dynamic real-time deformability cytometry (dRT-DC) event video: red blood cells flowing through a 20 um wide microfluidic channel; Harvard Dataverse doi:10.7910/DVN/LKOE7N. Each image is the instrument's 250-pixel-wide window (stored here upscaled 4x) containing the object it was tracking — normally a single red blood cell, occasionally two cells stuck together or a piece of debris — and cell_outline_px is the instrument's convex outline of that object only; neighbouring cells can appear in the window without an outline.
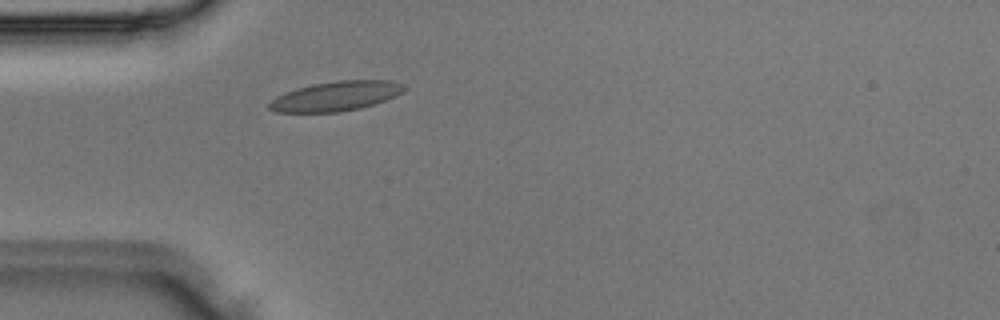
{"species": "Egyptian fruit bat (a non-hibernating species)", "species_latin": "Rousettus aegyptiacus", "temperature_condition": "room temperature", "stored_images_in_passage": 2, "camera_frame_rate_fps": 3000, "um_per_image_px": 0.085, "animal": {"sex": "male"}, "frame": {"image": 1, "passage_image": 2, "time_ms": 0.333, "image_size_px": [1000, 320], "cell_outline_px": [[408, 88], [404, 92], [396, 96], [360, 108], [340, 112], [276, 112], [268, 108], [268, 104], [276, 96], [284, 92], [296, 88], [312, 84], [336, 80], [392, 80], [404, 84]], "centroid_in_image_um": [28.57, 8.16], "position_along_channel_um": 56.4, "area_um2": 23.47}}